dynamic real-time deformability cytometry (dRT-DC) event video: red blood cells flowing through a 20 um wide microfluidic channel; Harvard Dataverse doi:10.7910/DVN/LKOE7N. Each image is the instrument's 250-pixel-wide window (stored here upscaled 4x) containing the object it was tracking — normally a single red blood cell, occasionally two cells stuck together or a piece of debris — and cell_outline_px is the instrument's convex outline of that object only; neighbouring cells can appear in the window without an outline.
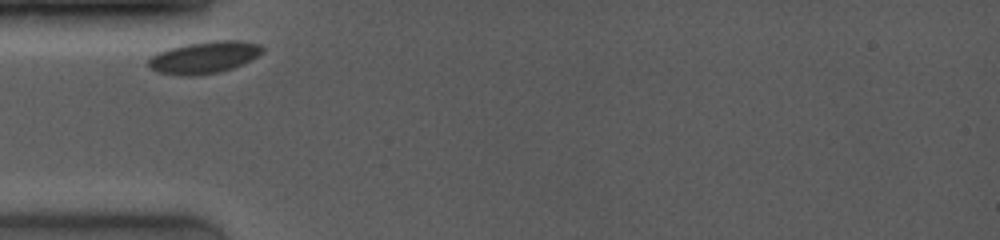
{"species": "common noctule bat (a hibernating species)", "species_latin": "Nyctalus noctula", "temperature_condition": "room temperature", "stored_images_in_passage": 29, "camera_frame_rate_fps": 4000, "um_per_image_px": 0.085, "animal": {"sex": "female", "body_mass_g": 19.0, "forearm_length_mm": 53.3}, "frame": {"image": 1, "passage_image": 1, "time_ms": 0.0, "image_size_px": [1000, 240], "cell_outline_px": [[264, 52], [232, 68], [220, 72], [192, 76], [180, 76], [156, 72], [148, 64], [148, 60], [156, 52], [168, 48], [188, 44], [216, 40], [240, 40], [260, 44], [264, 48]], "centroid_in_image_um": [17.33, 4.87], "position_along_channel_um": 67.7, "area_um2": 21.21}}
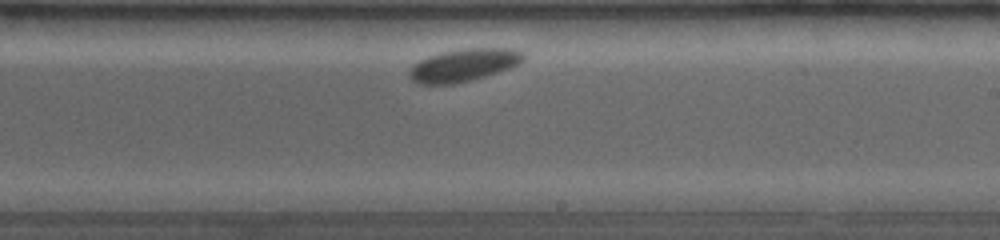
{"frame": {"image": 2, "passage_image": 22, "time_ms": 5.0, "image_size_px": [1000, 240], "cell_outline_px": [[524, 60], [520, 64], [472, 80], [452, 84], [416, 84], [408, 76], [408, 68], [420, 60], [428, 56], [440, 52], [460, 48], [512, 48], [524, 52]], "centroid_in_image_um": [39.38, 5.52], "position_along_channel_um": 249.6, "area_um2": 21.91}}
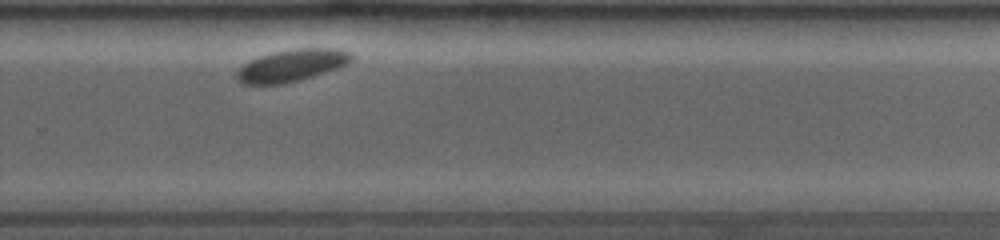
{"frame": {"image": 3, "passage_image": 26, "time_ms": 6.5, "image_size_px": [1000, 240], "cell_outline_px": [[352, 60], [348, 64], [300, 80], [284, 84], [244, 84], [236, 80], [236, 72], [244, 64], [260, 56], [276, 52], [296, 48], [340, 48], [352, 52]], "centroid_in_image_um": [24.82, 5.56], "position_along_channel_um": 305.0, "area_um2": 21.33}}